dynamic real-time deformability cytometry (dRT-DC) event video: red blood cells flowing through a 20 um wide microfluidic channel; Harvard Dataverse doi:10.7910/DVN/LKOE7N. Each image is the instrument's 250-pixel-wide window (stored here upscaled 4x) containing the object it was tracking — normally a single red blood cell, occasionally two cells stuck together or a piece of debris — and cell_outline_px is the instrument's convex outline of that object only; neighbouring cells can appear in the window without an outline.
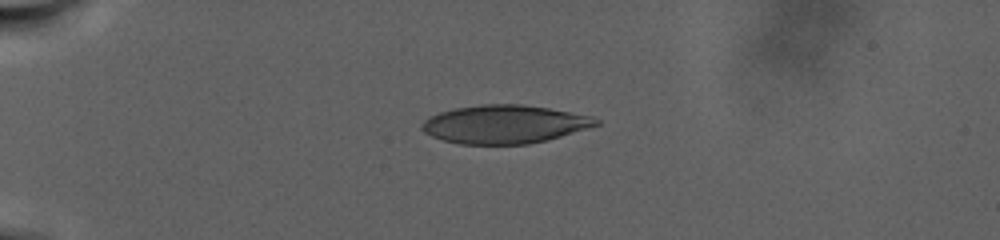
{"species": "human", "species_latin": "Homo sapiens", "temperature_condition": "warm", "stored_images_in_passage": 57, "camera_frame_rate_fps": 3000, "um_per_image_px": 0.085, "donor": {"sex": "male"}, "frame": {"image": 1, "passage_image": 1, "time_ms": 0.0, "image_size_px": [1000, 240], "cell_outline_px": [[600, 124], [560, 136], [528, 144], [460, 144], [444, 140], [432, 136], [424, 132], [420, 128], [420, 124], [424, 120], [440, 112], [456, 108], [480, 104], [520, 104], [548, 108], [592, 116], [600, 120]], "centroid_in_image_um": [42.86, 10.56], "position_along_channel_um": 42.1, "area_um2": 38.61}}
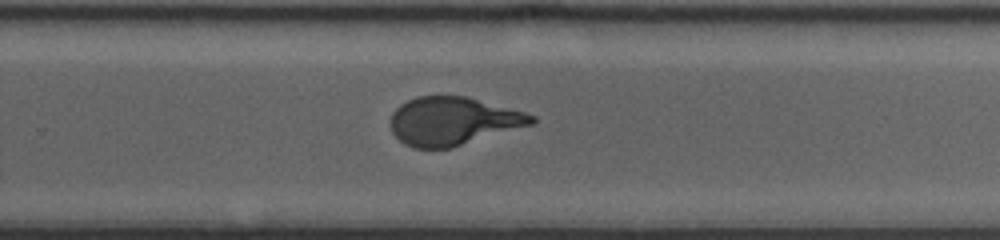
{"frame": {"image": 2, "passage_image": 30, "time_ms": 13.667, "image_size_px": [1000, 240], "cell_outline_px": [[536, 120], [532, 124], [452, 148], [412, 148], [404, 144], [392, 132], [388, 124], [392, 112], [400, 104], [416, 96], [468, 96], [524, 112], [536, 116]], "centroid_in_image_um": [38.46, 10.29], "position_along_channel_um": 291.3, "area_um2": 39.77}}
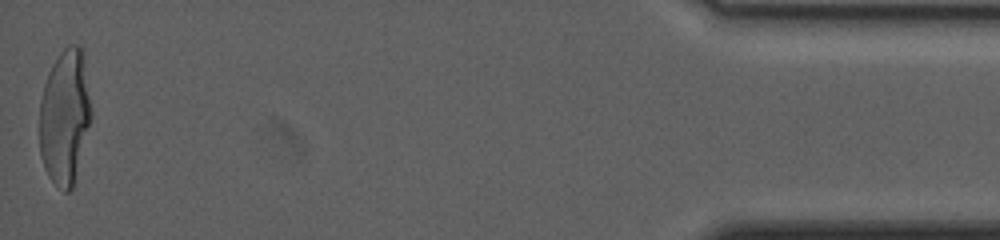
{"frame": {"image": 3, "passage_image": 57, "time_ms": 23.333, "image_size_px": [1000, 240], "cell_outline_px": [[92, 116], [72, 188], [68, 192], [64, 192], [48, 176], [44, 168], [40, 156], [40, 100], [44, 84], [48, 72], [52, 64], [60, 52], [68, 44], [80, 44], [84, 52], [92, 112]], "centroid_in_image_um": [5.52, 9.87], "position_along_channel_um": 429.7, "area_um2": 40.98}, "authors_computed_cell_mechanics": {"area_um2": 40.749, "velocity_mm_per_s": 2.2184, "shape_relaxation_time_tau1_ms": 9.6733, "shape_relaxation_time_tau2_ms": null, "deformation_change_tau1": 0.2769, "deformation_change_tau2": null}}